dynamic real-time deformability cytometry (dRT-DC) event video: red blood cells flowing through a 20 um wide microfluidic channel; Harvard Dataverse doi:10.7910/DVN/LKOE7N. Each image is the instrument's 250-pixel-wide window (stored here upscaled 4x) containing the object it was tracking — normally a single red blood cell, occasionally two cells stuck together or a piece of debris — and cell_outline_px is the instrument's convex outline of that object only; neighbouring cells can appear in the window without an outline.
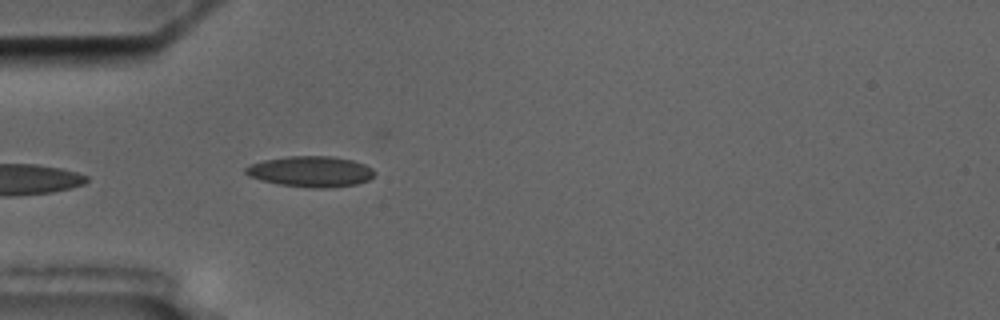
{"species": "common noctule bat (a hibernating species)", "species_latin": "Nyctalus noctula", "temperature_condition": "cold", "stored_images_in_passage": 5, "camera_frame_rate_fps": 3000, "um_per_image_px": 0.085, "animal": {"sex": "male", "body_mass_g": 17.5, "forearm_length_mm": 52.3}, "frame": {"image": 1, "passage_image": 5, "time_ms": 4.667, "image_size_px": [1000, 320], "cell_outline_px": [[376, 172], [368, 180], [356, 184], [328, 188], [312, 188], [280, 184], [248, 176], [244, 172], [244, 168], [252, 164], [264, 160], [288, 156], [332, 156], [352, 160], [364, 164], [372, 168]], "centroid_in_image_um": [26.43, 14.57], "position_along_channel_um": 58.6, "area_um2": 22.95}}